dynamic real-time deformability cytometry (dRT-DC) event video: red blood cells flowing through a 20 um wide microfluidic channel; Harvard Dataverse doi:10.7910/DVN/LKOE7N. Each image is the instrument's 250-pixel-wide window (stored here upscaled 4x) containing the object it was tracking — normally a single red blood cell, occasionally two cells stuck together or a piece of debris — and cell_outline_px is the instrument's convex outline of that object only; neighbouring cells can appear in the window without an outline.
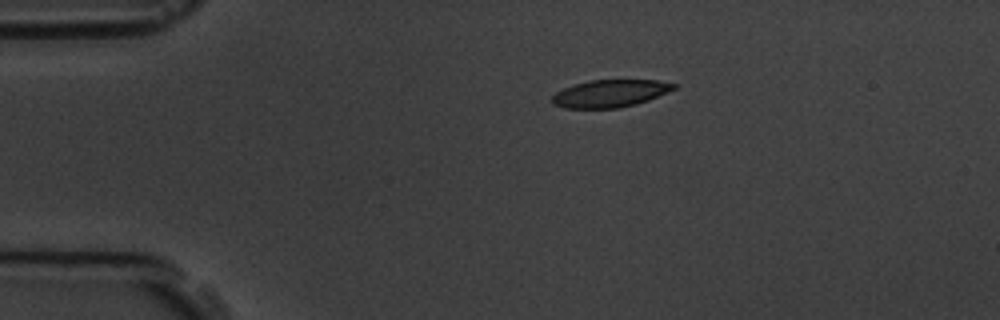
{"species": "common noctule bat (a hibernating species)", "species_latin": "Nyctalus noctula", "temperature_condition": "room temperature", "stored_images_in_passage": 5, "camera_frame_rate_fps": 3000, "um_per_image_px": 0.085, "animal": {"sex": "male", "body_mass_g": 19.5, "forearm_length_mm": 54.6}, "frame": {"image": 1, "passage_image": 1, "time_ms": 0.0, "image_size_px": [1000, 320], "cell_outline_px": [[676, 88], [668, 92], [648, 100], [636, 104], [616, 108], [564, 108], [552, 104], [552, 96], [556, 92], [572, 84], [588, 80], [656, 80], [676, 84]], "centroid_in_image_um": [51.82, 7.94], "position_along_channel_um": 33.2, "area_um2": 19.48}}
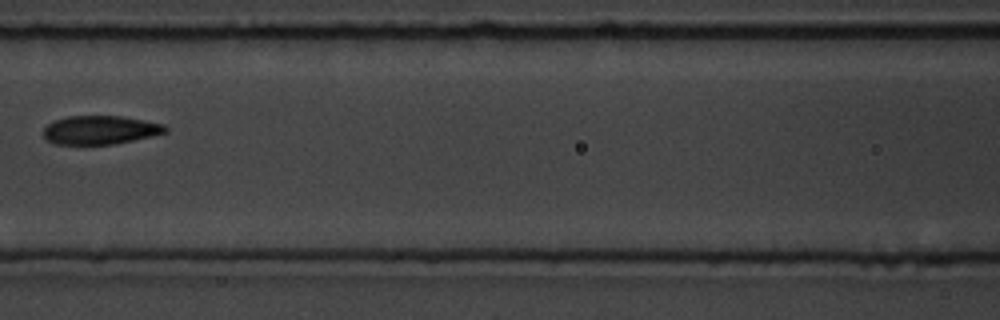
{"frame": {"image": 2, "passage_image": 4, "time_ms": 4.667, "image_size_px": [1000, 320], "cell_outline_px": [[168, 132], [152, 136], [116, 144], [56, 144], [48, 140], [44, 136], [44, 128], [48, 124], [56, 120], [68, 116], [120, 116], [144, 120], [164, 124], [168, 128]], "centroid_in_image_um": [8.56, 11.05], "position_along_channel_um": 158.0, "area_um2": 20.29}}
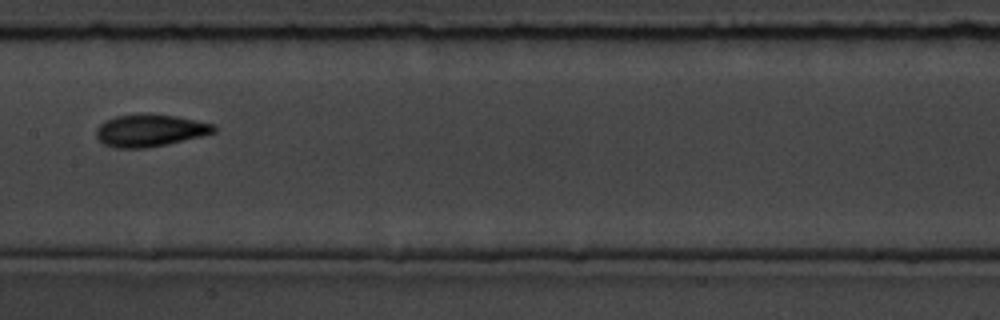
{"frame": {"image": 3, "passage_image": 5, "time_ms": 5.667, "image_size_px": [1000, 320], "cell_outline_px": [[216, 132], [168, 144], [144, 148], [116, 148], [104, 144], [96, 136], [96, 128], [104, 120], [116, 116], [148, 112], [176, 116], [216, 124]], "centroid_in_image_um": [12.74, 11.07], "position_along_channel_um": 194.7, "area_um2": 22.37}}